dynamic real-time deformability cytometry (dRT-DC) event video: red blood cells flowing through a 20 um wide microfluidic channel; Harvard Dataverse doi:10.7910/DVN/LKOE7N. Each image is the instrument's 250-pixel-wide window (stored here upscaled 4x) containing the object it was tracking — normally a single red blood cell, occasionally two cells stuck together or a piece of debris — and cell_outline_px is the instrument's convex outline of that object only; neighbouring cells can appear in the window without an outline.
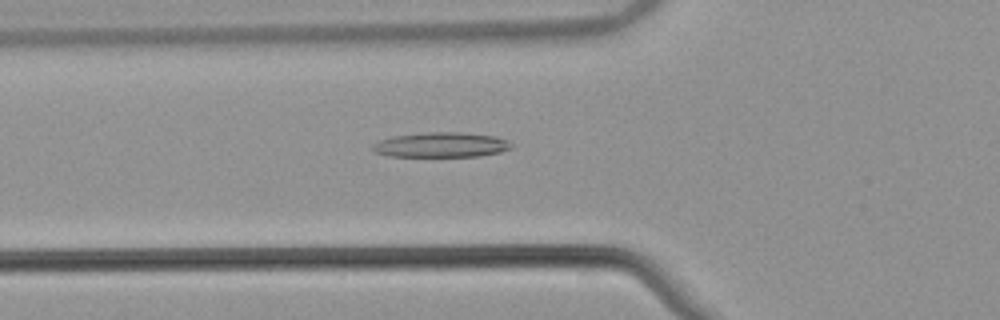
{"species": "common noctule bat (a hibernating species)", "species_latin": "Nyctalus noctula", "temperature_condition": "warm", "stored_images_in_passage": 53, "camera_frame_rate_fps": 3000, "um_per_image_px": 0.085, "animal": {"sex": "male", "body_mass_g": 21.5, "forearm_length_mm": 52.0}, "frame": {"image": 1, "passage_image": 20, "time_ms": 6.333, "image_size_px": [1000, 320], "cell_outline_px": [[512, 148], [500, 152], [480, 156], [388, 156], [372, 152], [372, 144], [380, 140], [392, 136], [424, 132], [460, 132], [496, 136], [508, 140], [512, 144]], "centroid_in_image_um": [37.48, 12.31], "position_along_channel_um": 88.3, "area_um2": 20.35}}
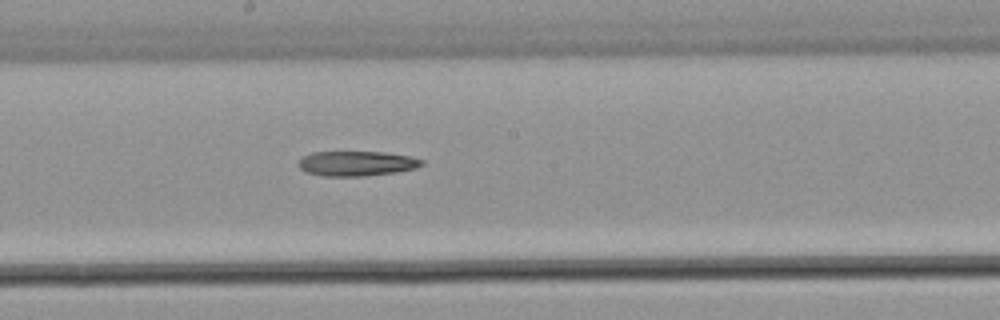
{"frame": {"image": 2, "passage_image": 30, "time_ms": 9.667, "image_size_px": [1000, 320], "cell_outline_px": [[424, 164], [416, 168], [396, 172], [364, 176], [324, 176], [304, 172], [300, 168], [300, 160], [304, 156], [312, 152], [384, 152], [412, 156], [424, 160]], "centroid_in_image_um": [30.36, 13.89], "position_along_channel_um": 217.8, "area_um2": 17.92}}
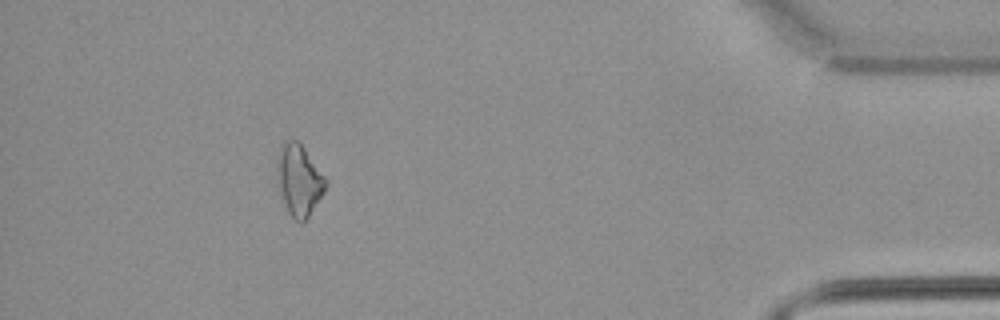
{"frame": {"image": 3, "passage_image": 49, "time_ms": 16.0, "image_size_px": [1000, 320], "cell_outline_px": [[328, 184], [324, 192], [308, 216], [300, 224], [288, 212], [280, 192], [276, 176], [276, 164], [280, 148], [288, 140], [300, 140], [328, 180]], "centroid_in_image_um": [25.43, 15.27], "position_along_channel_um": 409.8, "area_um2": 20.29}}